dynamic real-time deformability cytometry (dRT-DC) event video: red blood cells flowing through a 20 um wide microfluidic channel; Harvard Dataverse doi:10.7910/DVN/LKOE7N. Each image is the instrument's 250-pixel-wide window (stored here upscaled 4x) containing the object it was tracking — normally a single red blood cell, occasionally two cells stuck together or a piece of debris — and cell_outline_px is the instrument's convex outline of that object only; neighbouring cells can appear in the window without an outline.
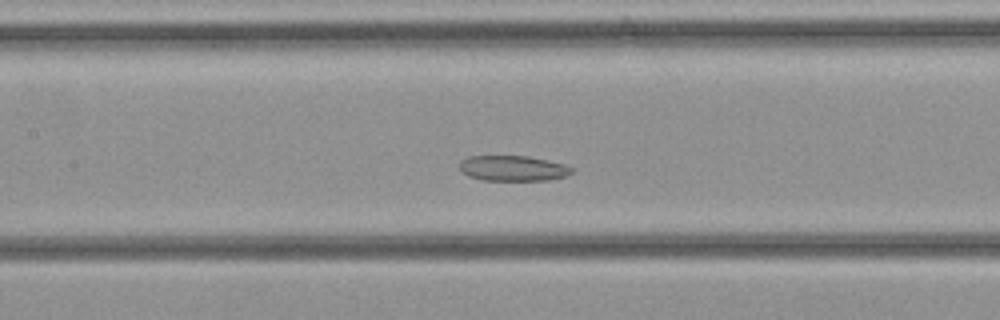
{"species": "common noctule bat (a hibernating species)", "species_latin": "Nyctalus noctula", "temperature_condition": "cold", "stored_images_in_passage": 33, "segment_of_instrument_passage": [1, 2], "camera_frame_rate_fps": 3000, "um_per_image_px": 0.085, "animal": {"sex": "female", "body_mass_g": 21.9}, "frame": {"image": 1, "passage_image": 13, "time_ms": 4.0, "image_size_px": [1000, 320], "cell_outline_px": [[576, 168], [568, 176], [548, 180], [480, 180], [468, 176], [460, 172], [460, 160], [468, 156], [528, 156], [548, 160], [564, 164]], "centroid_in_image_um": [43.61, 14.3], "position_along_channel_um": 163.8, "area_um2": 16.88}}
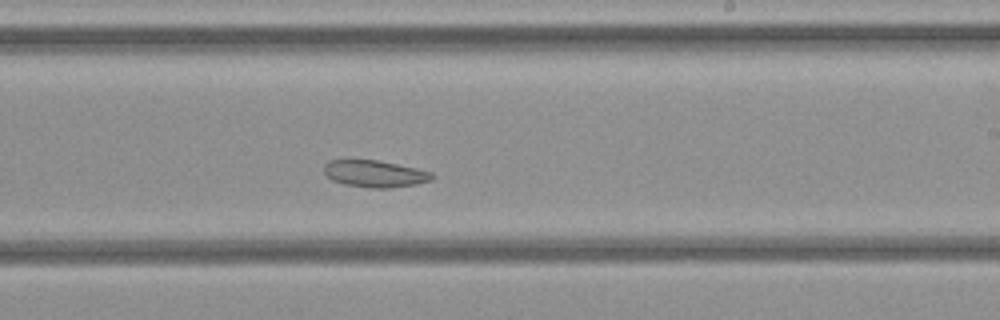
{"frame": {"image": 2, "passage_image": 18, "time_ms": 5.667, "image_size_px": [1000, 320], "cell_outline_px": [[436, 176], [432, 180], [416, 184], [392, 188], [368, 188], [344, 184], [332, 180], [324, 172], [324, 164], [328, 160], [376, 160], [416, 168], [432, 172]], "centroid_in_image_um": [31.88, 14.77], "position_along_channel_um": 257.1, "area_um2": 16.99}}
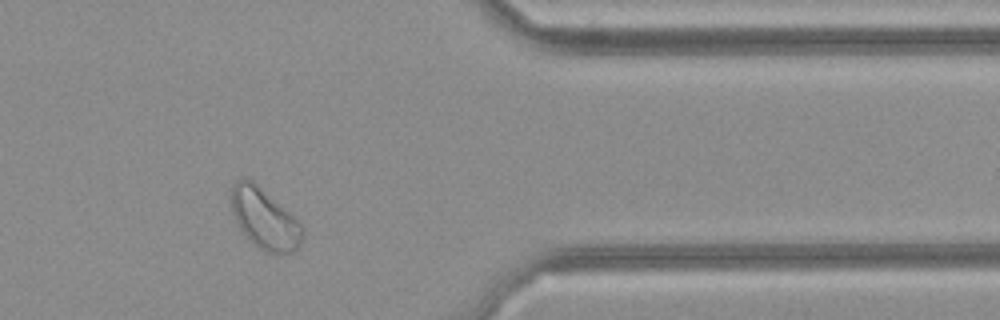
{"frame": {"image": 3, "passage_image": 26, "time_ms": 8.333, "image_size_px": [1000, 320], "cell_outline_px": [[304, 236], [300, 248], [292, 252], [268, 252], [260, 248], [240, 228], [232, 212], [228, 196], [228, 192], [232, 184], [236, 180], [244, 176], [252, 180], [288, 212], [304, 228]], "centroid_in_image_um": [22.45, 18.54], "position_along_channel_um": 389.0, "area_um2": 24.91}}